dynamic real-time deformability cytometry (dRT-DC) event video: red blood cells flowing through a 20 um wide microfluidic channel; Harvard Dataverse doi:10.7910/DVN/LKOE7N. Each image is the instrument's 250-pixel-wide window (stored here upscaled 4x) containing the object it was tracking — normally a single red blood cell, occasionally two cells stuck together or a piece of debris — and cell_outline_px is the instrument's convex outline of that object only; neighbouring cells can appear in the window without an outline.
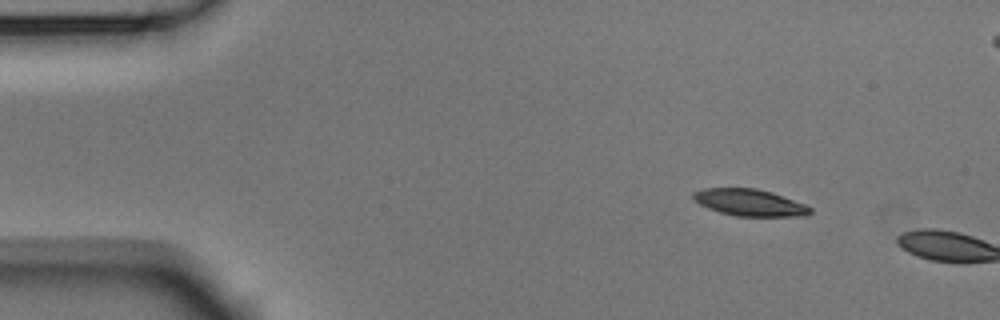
{"species": "Egyptian fruit bat (a non-hibernating species)", "species_latin": "Rousettus aegyptiacus", "temperature_condition": "room temperature", "stored_images_in_passage": 2, "camera_frame_rate_fps": 3000, "um_per_image_px": 0.085, "animal": {"sex": "male"}, "frame": {"image": 1, "passage_image": 1, "time_ms": 0.0, "image_size_px": [1000, 320], "cell_outline_px": [[812, 212], [804, 216], [736, 216], [720, 212], [708, 208], [692, 200], [692, 192], [704, 188], [756, 188], [772, 192], [804, 204], [812, 208]], "centroid_in_image_um": [63.69, 17.21], "position_along_channel_um": 21.3, "area_um2": 18.26}}